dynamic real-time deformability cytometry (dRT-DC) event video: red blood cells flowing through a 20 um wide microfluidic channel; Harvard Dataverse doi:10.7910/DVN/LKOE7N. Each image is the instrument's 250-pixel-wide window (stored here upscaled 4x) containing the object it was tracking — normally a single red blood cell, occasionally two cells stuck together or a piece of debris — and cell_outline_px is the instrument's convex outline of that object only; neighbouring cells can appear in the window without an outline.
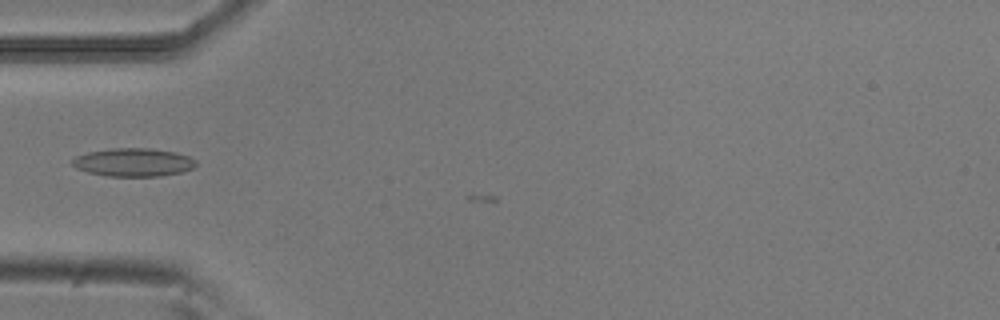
{"species": "common noctule bat (a hibernating species)", "species_latin": "Nyctalus noctula", "temperature_condition": "room temperature", "stored_images_in_passage": 18, "camera_frame_rate_fps": 3000, "um_per_image_px": 0.085, "animal": {"sex": "male", "body_mass_g": 20.5, "forearm_length_mm": 52.5}, "frame": {"image": 1, "passage_image": 17, "time_ms": 5.333, "image_size_px": [1000, 320], "cell_outline_px": [[196, 164], [192, 168], [180, 172], [160, 176], [108, 176], [88, 172], [76, 168], [72, 164], [72, 160], [76, 156], [88, 152], [112, 148], [148, 148], [176, 152], [188, 156], [196, 160]], "centroid_in_image_um": [11.33, 13.79], "position_along_channel_um": 73.7, "area_um2": 20.23}}